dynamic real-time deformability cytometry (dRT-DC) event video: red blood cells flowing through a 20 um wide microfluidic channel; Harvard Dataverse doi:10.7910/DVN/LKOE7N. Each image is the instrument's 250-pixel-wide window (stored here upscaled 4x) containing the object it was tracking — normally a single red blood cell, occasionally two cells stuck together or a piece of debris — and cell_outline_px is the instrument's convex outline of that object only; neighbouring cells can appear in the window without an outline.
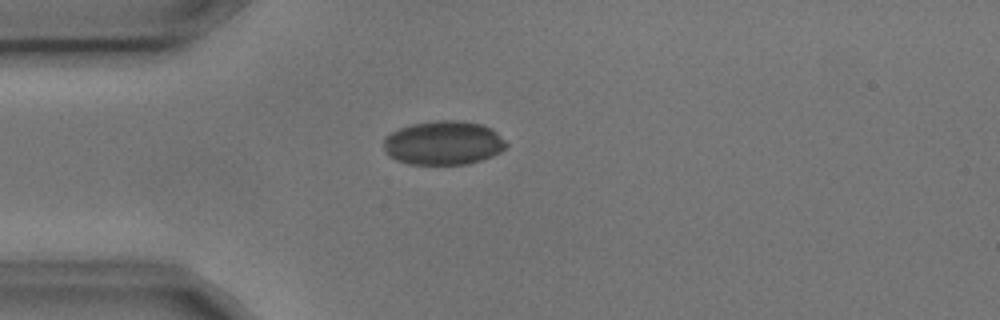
{"species": "common noctule bat (a hibernating species)", "species_latin": "Nyctalus noctula", "temperature_condition": "cold", "stored_images_in_passage": 1, "camera_frame_rate_fps": 3000, "um_per_image_px": 0.085, "animal": {"sex": "male", "body_mass_g": 17.9, "forearm_length_mm": 54.2}, "frame": {"image": 1, "passage_image": 1, "time_ms": 0.0, "image_size_px": [1000, 320], "cell_outline_px": [[508, 144], [500, 152], [492, 156], [468, 164], [408, 164], [396, 160], [388, 156], [384, 148], [384, 136], [400, 128], [412, 124], [440, 120], [456, 120], [480, 124], [492, 128]], "centroid_in_image_um": [37.67, 12.15], "position_along_channel_um": 47.3, "area_um2": 31.33}}